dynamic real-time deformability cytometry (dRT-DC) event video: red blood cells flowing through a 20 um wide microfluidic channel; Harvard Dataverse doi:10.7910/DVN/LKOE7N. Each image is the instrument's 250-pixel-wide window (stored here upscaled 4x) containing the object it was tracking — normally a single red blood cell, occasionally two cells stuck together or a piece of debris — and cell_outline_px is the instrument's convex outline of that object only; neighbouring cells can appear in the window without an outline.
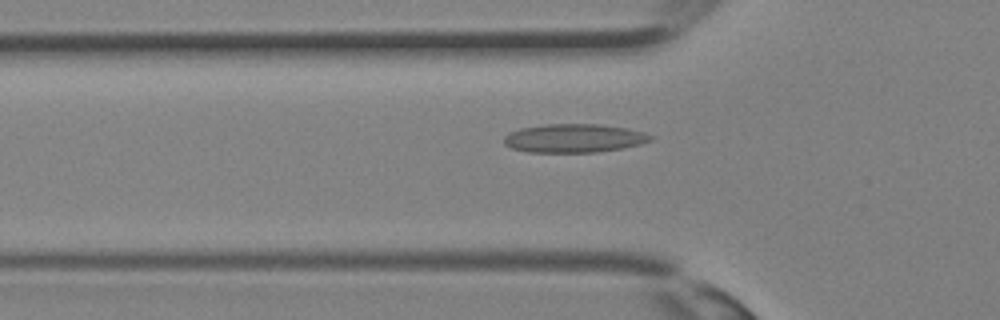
{"species": "Egyptian fruit bat (a non-hibernating species)", "species_latin": "Rousettus aegyptiacus", "temperature_condition": "room temperature", "stored_images_in_passage": 27, "camera_frame_rate_fps": 3000, "um_per_image_px": 0.085, "animal": {"sex": "female"}, "frame": {"image": 1, "passage_image": 4, "time_ms": 1.0, "image_size_px": [1000, 320], "cell_outline_px": [[656, 136], [652, 140], [640, 144], [624, 148], [596, 152], [528, 152], [512, 148], [504, 144], [504, 136], [508, 132], [520, 128], [544, 124], [600, 124], [628, 128], [644, 132]], "centroid_in_image_um": [48.82, 11.74], "position_along_channel_um": 77.0, "area_um2": 24.68}}
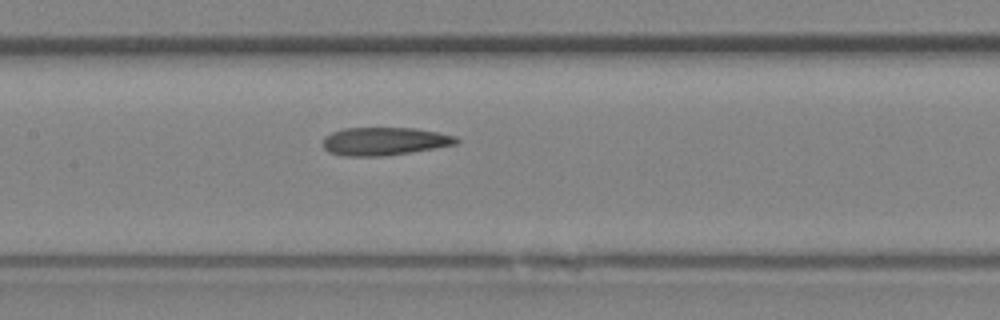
{"frame": {"image": 2, "passage_image": 9, "time_ms": 2.667, "image_size_px": [1000, 320], "cell_outline_px": [[460, 140], [456, 144], [384, 156], [344, 156], [328, 152], [324, 148], [324, 136], [332, 132], [344, 128], [416, 128], [456, 136]], "centroid_in_image_um": [32.64, 12.0], "position_along_channel_um": 174.8, "area_um2": 21.62}}
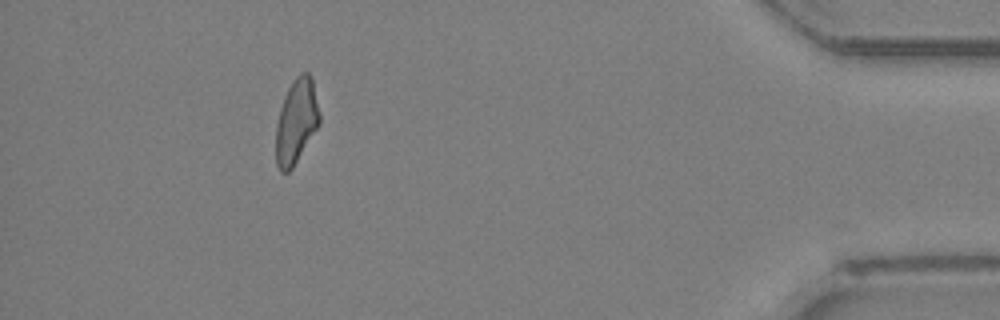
{"frame": {"image": 3, "passage_image": 24, "time_ms": 7.667, "image_size_px": [1000, 320], "cell_outline_px": [[320, 124], [292, 168], [288, 172], [280, 172], [276, 164], [276, 124], [280, 108], [284, 96], [292, 80], [300, 72], [308, 72], [312, 76], [320, 112]], "centroid_in_image_um": [25.19, 10.28], "position_along_channel_um": 410.0, "area_um2": 21.73}}